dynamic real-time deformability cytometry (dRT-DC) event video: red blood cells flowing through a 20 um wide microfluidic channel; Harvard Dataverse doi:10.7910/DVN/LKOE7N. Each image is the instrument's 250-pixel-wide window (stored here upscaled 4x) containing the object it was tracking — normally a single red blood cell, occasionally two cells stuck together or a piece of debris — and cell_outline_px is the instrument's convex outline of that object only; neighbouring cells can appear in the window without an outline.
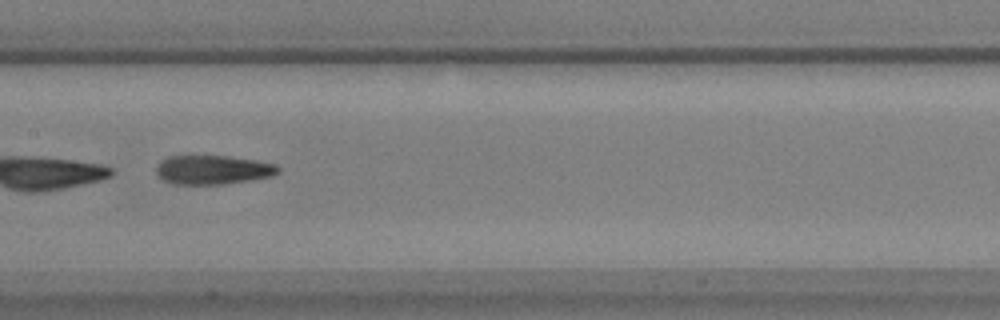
{"species": "common noctule bat (a hibernating species)", "species_latin": "Nyctalus noctula", "temperature_condition": "warm", "stored_images_in_passage": 29, "camera_frame_rate_fps": 3000, "um_per_image_px": 0.085, "animal": {"sex": "male", "body_mass_g": 17.9, "forearm_length_mm": 54.2}, "frame": {"image": 1, "passage_image": 27, "time_ms": 8.667, "image_size_px": [1000, 320], "cell_outline_px": [[280, 172], [272, 176], [248, 180], [220, 184], [172, 184], [156, 176], [156, 168], [160, 160], [168, 156], [228, 156], [256, 160], [276, 164], [280, 168]], "centroid_in_image_um": [18.07, 14.43], "position_along_channel_um": 189.3, "area_um2": 20.69}}